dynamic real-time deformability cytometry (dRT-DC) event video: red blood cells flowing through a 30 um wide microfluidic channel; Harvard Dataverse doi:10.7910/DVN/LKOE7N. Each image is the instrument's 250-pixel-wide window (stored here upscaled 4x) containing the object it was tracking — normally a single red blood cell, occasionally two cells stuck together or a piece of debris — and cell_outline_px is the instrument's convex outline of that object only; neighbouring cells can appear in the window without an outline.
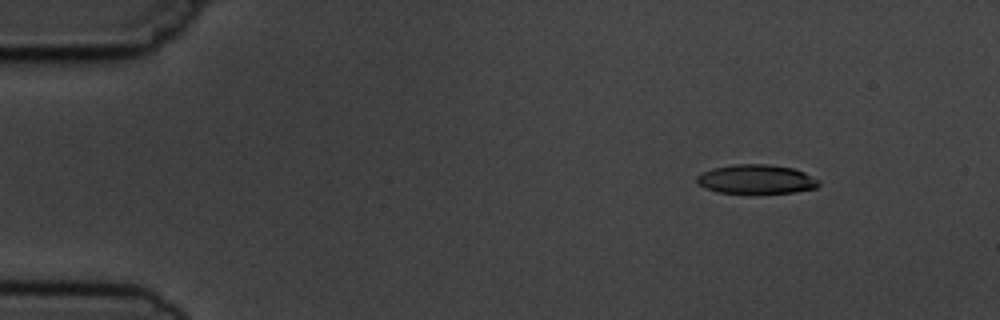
{"species": "common noctule bat (a hibernating species)", "species_latin": "Nyctalus noctula", "temperature_condition": "cold", "stored_images_in_passage": 9, "camera_frame_rate_fps": 3000, "um_per_image_px": 0.085, "animal": {"sex": "male", "body_mass_g": 19.5, "forearm_length_mm": 54.6}, "frame": {"image": 1, "passage_image": 1, "time_ms": 0.0, "image_size_px": [1000, 320], "cell_outline_px": [[820, 184], [816, 188], [796, 192], [756, 196], [720, 192], [708, 188], [700, 184], [696, 180], [696, 176], [700, 172], [712, 168], [732, 164], [768, 164], [792, 168], [804, 172], [820, 180]], "centroid_in_image_um": [64.3, 15.27], "position_along_channel_um": 20.7, "area_um2": 21.56}}
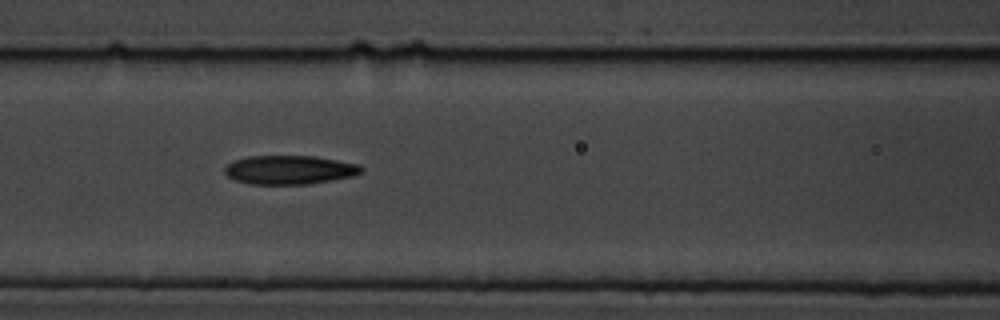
{"frame": {"image": 2, "passage_image": 6, "time_ms": 5.667, "image_size_px": [1000, 320], "cell_outline_px": [[364, 168], [356, 176], [308, 184], [248, 184], [236, 180], [228, 176], [224, 172], [224, 168], [228, 164], [236, 160], [248, 156], [316, 156], [360, 164]], "centroid_in_image_um": [24.65, 14.43], "position_along_channel_um": 142.0, "area_um2": 23.06}}
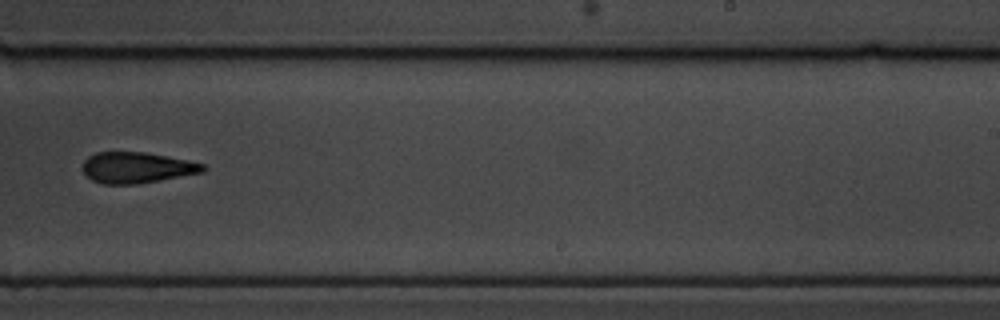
{"frame": {"image": 3, "passage_image": 9, "time_ms": 9.333, "image_size_px": [1000, 320], "cell_outline_px": [[204, 172], [160, 180], [136, 184], [104, 184], [92, 180], [84, 172], [84, 160], [88, 156], [96, 152], [144, 152], [188, 160], [204, 164]], "centroid_in_image_um": [11.62, 14.24], "position_along_channel_um": 277.4, "area_um2": 21.5}}